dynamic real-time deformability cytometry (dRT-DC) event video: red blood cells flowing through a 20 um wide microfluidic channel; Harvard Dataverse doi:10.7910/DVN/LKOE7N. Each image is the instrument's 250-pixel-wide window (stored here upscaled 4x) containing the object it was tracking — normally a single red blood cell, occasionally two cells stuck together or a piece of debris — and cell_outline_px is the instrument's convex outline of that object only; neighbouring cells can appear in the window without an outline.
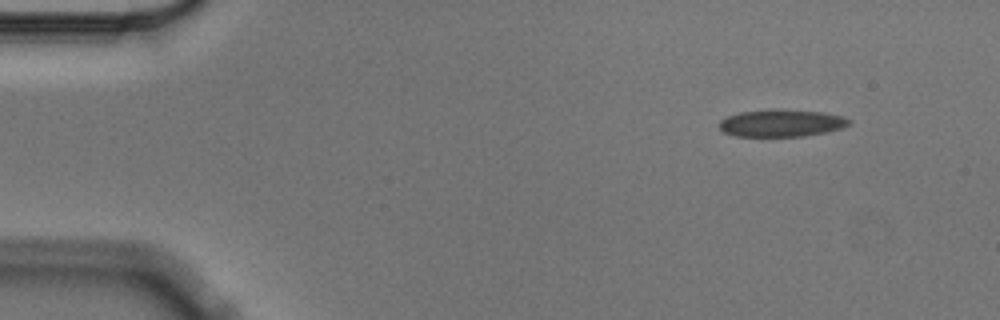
{"species": "Egyptian fruit bat (a non-hibernating species)", "species_latin": "Rousettus aegyptiacus", "temperature_condition": "cold", "stored_images_in_passage": 5, "camera_frame_rate_fps": 3000, "um_per_image_px": 0.085, "animal": {"sex": "male"}, "frame": {"image": 1, "passage_image": 1, "time_ms": 0.0, "image_size_px": [1000, 320], "cell_outline_px": [[852, 124], [828, 132], [804, 136], [736, 136], [724, 132], [716, 124], [720, 120], [728, 116], [740, 112], [824, 112], [844, 116], [852, 120]], "centroid_in_image_um": [66.46, 10.51], "position_along_channel_um": 18.5, "area_um2": 19.77}}
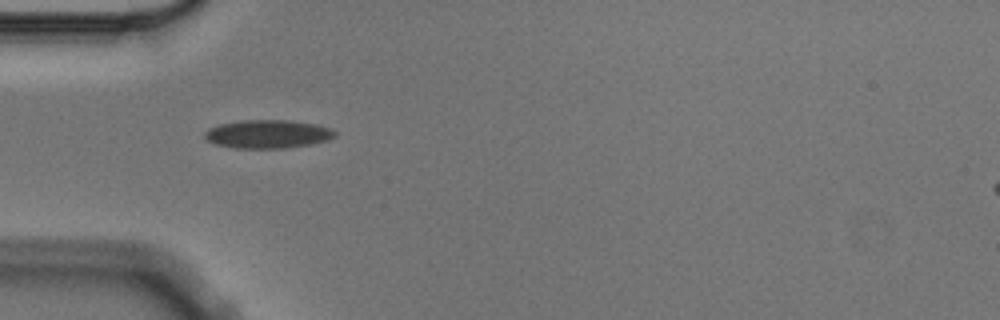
{"frame": {"image": 2, "passage_image": 4, "time_ms": 1.0, "image_size_px": [1000, 320], "cell_outline_px": [[336, 136], [328, 140], [312, 144], [284, 148], [236, 148], [216, 144], [208, 140], [204, 136], [204, 132], [208, 128], [220, 124], [240, 120], [288, 120], [316, 124], [332, 128], [336, 132]], "centroid_in_image_um": [22.78, 11.39], "position_along_channel_um": 62.2, "area_um2": 21.62}}
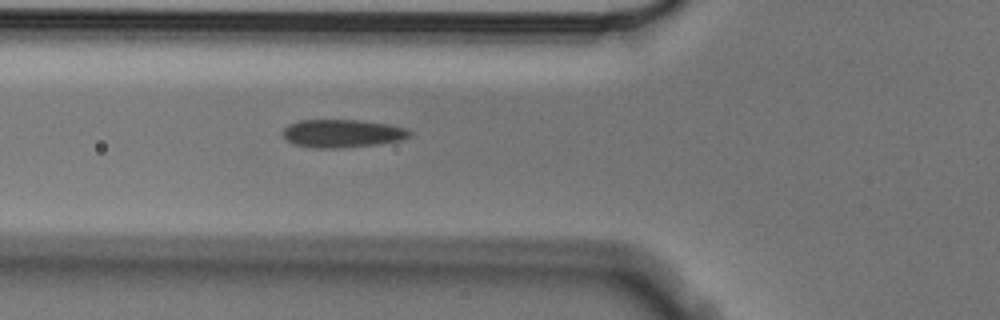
{"frame": {"image": 3, "passage_image": 5, "time_ms": 1.333, "image_size_px": [1000, 320], "cell_outline_px": [[412, 136], [404, 140], [376, 144], [340, 148], [312, 148], [292, 144], [280, 136], [280, 132], [288, 124], [300, 120], [360, 120], [388, 124], [404, 128], [412, 132]], "centroid_in_image_um": [29.04, 11.35], "position_along_channel_um": 96.8, "area_um2": 21.1}}